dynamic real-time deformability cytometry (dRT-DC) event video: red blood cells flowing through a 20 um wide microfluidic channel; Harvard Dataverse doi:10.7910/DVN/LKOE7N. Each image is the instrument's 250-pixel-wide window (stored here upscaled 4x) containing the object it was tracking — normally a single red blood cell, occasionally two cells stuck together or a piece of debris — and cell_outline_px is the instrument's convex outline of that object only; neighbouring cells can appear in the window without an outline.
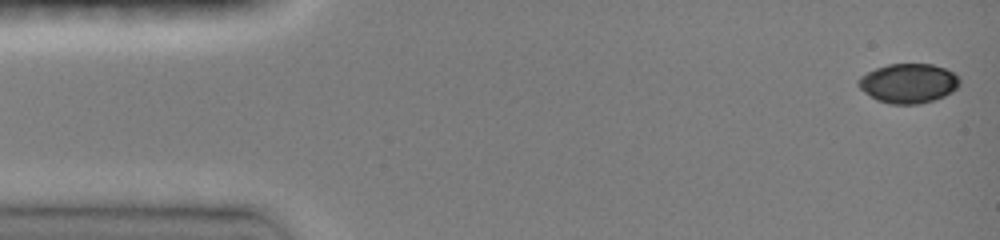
{"species": "common noctule bat (a hibernating species)", "species_latin": "Nyctalus noctula", "temperature_condition": "room temperature", "stored_images_in_passage": 46, "camera_frame_rate_fps": 3000, "um_per_image_px": 0.085, "animal": {"sex": "female", "body_mass_g": 19.0, "forearm_length_mm": 51.5}, "frame": {"image": 1, "passage_image": 1, "time_ms": 0.0, "image_size_px": [1000, 240], "cell_outline_px": [[960, 84], [952, 92], [944, 96], [920, 104], [888, 104], [876, 100], [864, 92], [856, 84], [856, 80], [860, 76], [876, 68], [888, 64], [932, 64], [944, 68], [952, 72], [960, 80]], "centroid_in_image_um": [77.18, 7.09], "position_along_channel_um": 7.8, "area_um2": 23.35}}
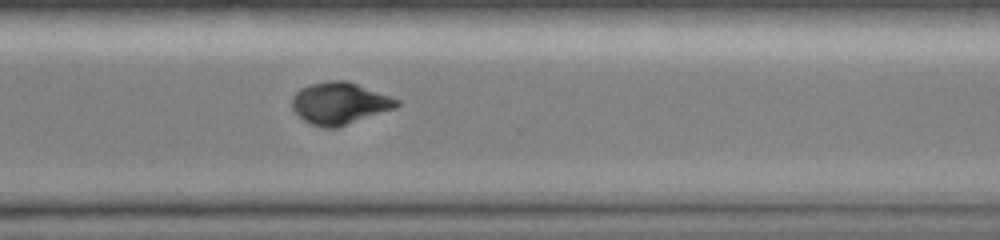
{"frame": {"image": 2, "passage_image": 34, "time_ms": 11.0, "image_size_px": [1000, 240], "cell_outline_px": [[400, 104], [396, 108], [336, 128], [324, 128], [312, 124], [304, 120], [292, 108], [292, 96], [300, 88], [308, 84], [328, 80], [348, 80], [400, 100]], "centroid_in_image_um": [28.87, 8.76], "position_along_channel_um": 341.7, "area_um2": 25.66}}
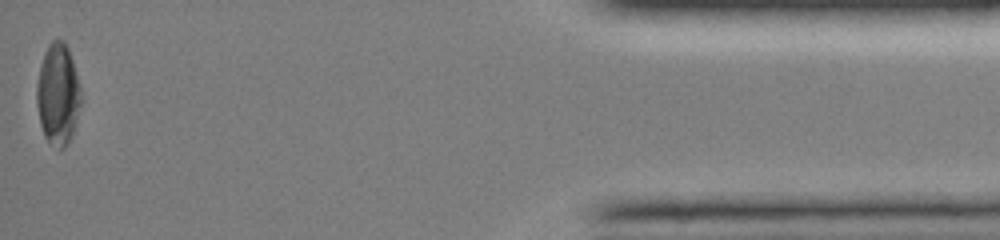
{"frame": {"image": 3, "passage_image": 46, "time_ms": 15.0, "image_size_px": [1000, 240], "cell_outline_px": [[80, 104], [76, 120], [72, 132], [64, 148], [60, 148], [48, 140], [44, 136], [40, 124], [36, 104], [36, 88], [40, 64], [44, 52], [48, 44], [52, 40], [64, 40], [68, 48], [80, 84]], "centroid_in_image_um": [4.9, 7.96], "position_along_channel_um": 430.3, "area_um2": 25.84}, "authors_computed_cell_mechanics": {"area_um2": 25.6921, "velocity_mm_per_s": 4.1067, "shape_relaxation_time_tau1_ms": 4.5537, "shape_relaxation_time_tau2_ms": 1.8932, "deformation_change_tau1": 0.1556, "deformation_change_tau2": 0.0297}}